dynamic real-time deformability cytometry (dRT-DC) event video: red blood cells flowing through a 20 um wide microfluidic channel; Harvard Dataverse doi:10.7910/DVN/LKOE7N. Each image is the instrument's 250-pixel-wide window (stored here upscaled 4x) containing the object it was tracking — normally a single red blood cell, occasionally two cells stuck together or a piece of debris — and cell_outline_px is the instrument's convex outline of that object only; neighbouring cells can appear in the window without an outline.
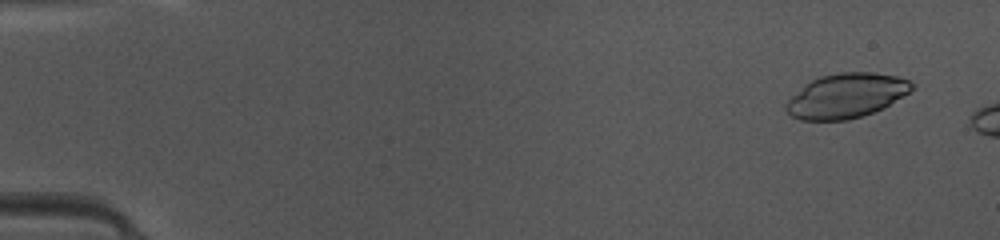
{"species": "common noctule bat (a hibernating species)", "species_latin": "Nyctalus noctula", "temperature_condition": "warm", "stored_images_in_passage": 7, "camera_frame_rate_fps": 3000, "um_per_image_px": 0.085, "animal": {"sex": "female", "body_mass_g": 10.0, "forearm_length_mm": 53.1}, "frame": {"image": 1, "passage_image": 3, "time_ms": 0.667, "image_size_px": [1000, 240], "cell_outline_px": [[912, 88], [908, 92], [884, 108], [848, 120], [800, 120], [792, 116], [784, 108], [784, 104], [804, 84], [820, 76], [840, 72], [876, 72], [896, 76], [908, 80], [912, 84]], "centroid_in_image_um": [71.9, 8.13], "position_along_channel_um": 13.1, "area_um2": 32.43}}